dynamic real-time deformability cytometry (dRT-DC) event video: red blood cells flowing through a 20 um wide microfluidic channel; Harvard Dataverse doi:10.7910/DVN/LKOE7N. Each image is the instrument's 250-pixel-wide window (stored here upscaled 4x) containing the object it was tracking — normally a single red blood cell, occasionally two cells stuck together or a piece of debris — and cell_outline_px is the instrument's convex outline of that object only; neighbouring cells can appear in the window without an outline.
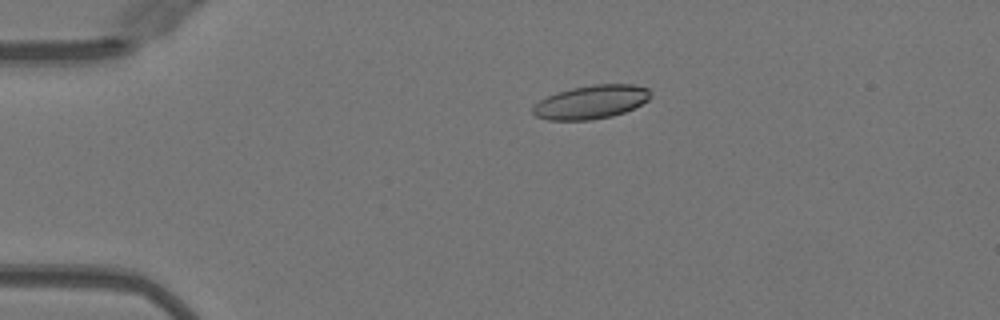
{"species": "Egyptian fruit bat (a non-hibernating species)", "species_latin": "Rousettus aegyptiacus", "temperature_condition": "warm", "stored_images_in_passage": 41, "camera_frame_rate_fps": 3000, "um_per_image_px": 0.085, "animal": {"sex": "female"}, "frame": {"image": 1, "passage_image": 1, "time_ms": 0.0, "image_size_px": [1000, 320], "cell_outline_px": [[652, 96], [648, 100], [624, 112], [612, 116], [588, 120], [548, 120], [536, 116], [532, 112], [532, 108], [540, 100], [556, 92], [572, 88], [592, 84], [632, 84], [648, 88]], "centroid_in_image_um": [50.24, 8.66], "position_along_channel_um": 34.8, "area_um2": 22.95}}
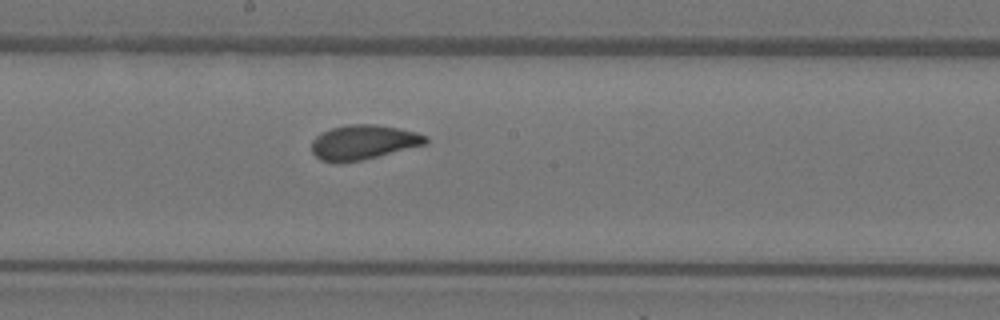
{"frame": {"image": 2, "passage_image": 18, "time_ms": 5.667, "image_size_px": [1000, 320], "cell_outline_px": [[428, 140], [424, 144], [344, 164], [332, 164], [320, 160], [312, 152], [312, 140], [316, 136], [332, 128], [348, 124], [372, 124], [396, 128], [416, 132], [428, 136]], "centroid_in_image_um": [30.82, 12.11], "position_along_channel_um": 217.4, "area_um2": 22.83}}
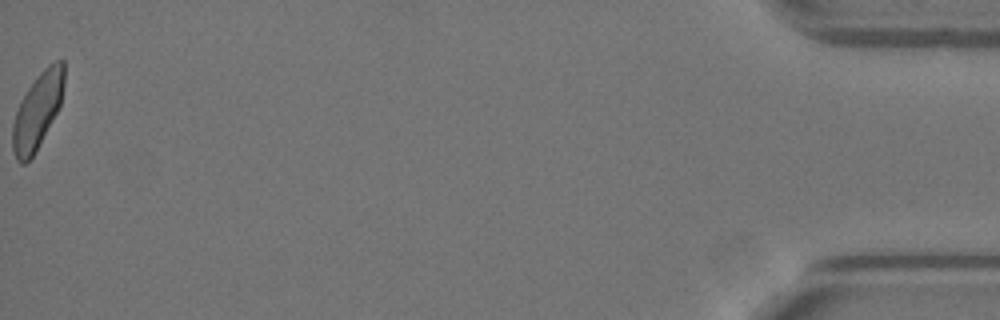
{"frame": {"image": 3, "passage_image": 41, "time_ms": 13.333, "image_size_px": [1000, 320], "cell_outline_px": [[64, 84], [60, 104], [56, 112], [32, 156], [24, 164], [20, 164], [16, 160], [12, 148], [12, 124], [20, 100], [28, 88], [40, 72], [48, 64], [56, 60], [64, 60]], "centroid_in_image_um": [3.16, 9.39], "position_along_channel_um": 432.0, "area_um2": 22.37}, "authors_computed_cell_mechanics": {"area_um2": 22.9466, "velocity_mm_per_s": 4.0525, "shape_relaxation_time_tau1_ms": 2.3997, "shape_relaxation_time_tau2_ms": 1.1342, "deformation_change_tau1": 0.1204, "deformation_change_tau2": 0.0725}}